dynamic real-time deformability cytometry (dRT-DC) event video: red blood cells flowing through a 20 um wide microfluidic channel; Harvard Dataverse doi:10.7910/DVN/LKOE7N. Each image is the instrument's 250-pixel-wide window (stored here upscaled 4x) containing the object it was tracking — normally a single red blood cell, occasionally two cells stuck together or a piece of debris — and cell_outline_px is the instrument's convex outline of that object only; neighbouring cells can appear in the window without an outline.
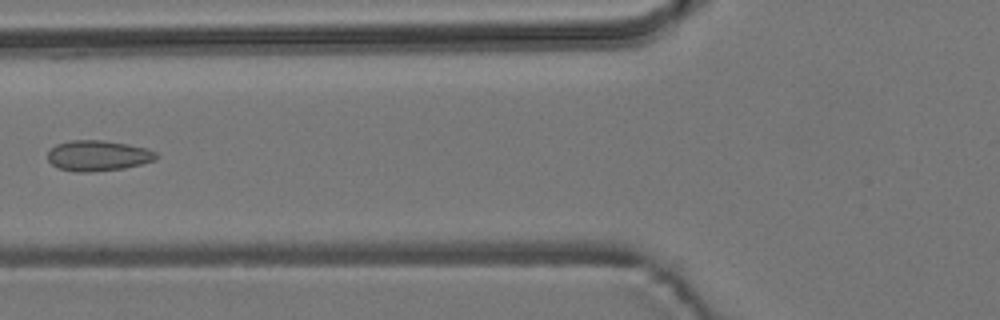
{"species": "common noctule bat (a hibernating species)", "species_latin": "Nyctalus noctula", "temperature_condition": "room temperature", "stored_images_in_passage": 5, "camera_frame_rate_fps": 3000, "um_per_image_px": 0.085, "animal": {"sex": "male", "body_mass_g": 19.2, "forearm_length_mm": 51.8}, "frame": {"image": 1, "passage_image": 5, "time_ms": 5.0, "image_size_px": [1000, 320], "cell_outline_px": [[160, 156], [156, 160], [124, 168], [92, 172], [76, 172], [60, 168], [52, 164], [48, 160], [48, 152], [56, 144], [72, 140], [104, 140], [128, 144], [148, 148], [156, 152]], "centroid_in_image_um": [8.37, 13.22], "position_along_channel_um": 117.4, "area_um2": 19.42}}